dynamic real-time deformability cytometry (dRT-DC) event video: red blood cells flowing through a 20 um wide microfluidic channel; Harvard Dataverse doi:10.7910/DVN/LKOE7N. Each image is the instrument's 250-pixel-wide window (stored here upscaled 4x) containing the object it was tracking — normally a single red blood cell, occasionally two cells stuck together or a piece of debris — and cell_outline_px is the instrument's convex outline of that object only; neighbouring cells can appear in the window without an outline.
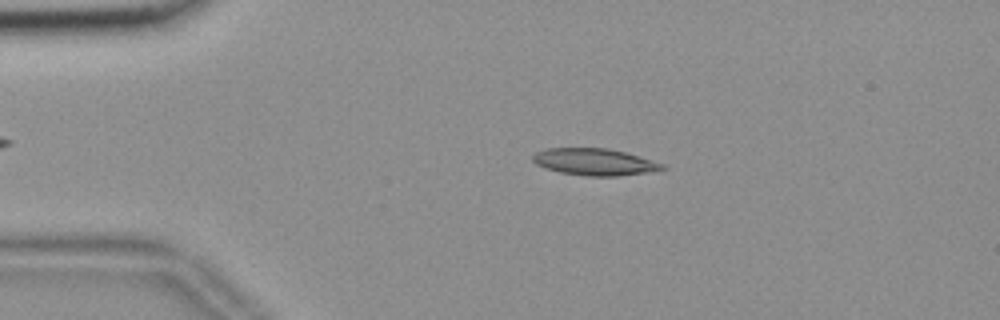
{"species": "common noctule bat (a hibernating species)", "species_latin": "Nyctalus noctula", "temperature_condition": "room temperature", "stored_images_in_passage": 51, "camera_frame_rate_fps": 3000, "um_per_image_px": 0.085, "animal": {"sex": "female", "body_mass_g": 18.4}, "frame": {"image": 1, "passage_image": 7, "time_ms": 2.0, "image_size_px": [1000, 320], "cell_outline_px": [[668, 168], [620, 176], [588, 176], [560, 172], [544, 168], [536, 164], [532, 160], [532, 156], [536, 152], [544, 148], [608, 148], [624, 152], [664, 164]], "centroid_in_image_um": [50.48, 13.76], "position_along_channel_um": 34.5, "area_um2": 20.11}}
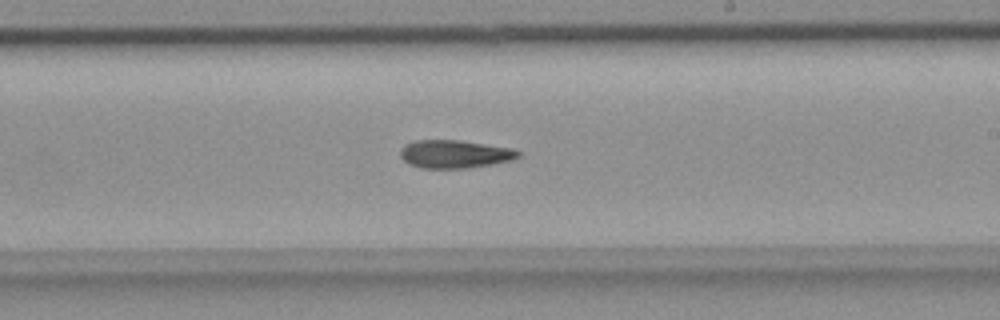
{"frame": {"image": 2, "passage_image": 28, "time_ms": 9.0, "image_size_px": [1000, 320], "cell_outline_px": [[520, 156], [512, 160], [492, 164], [468, 168], [420, 168], [408, 164], [400, 156], [400, 148], [404, 144], [416, 140], [460, 140], [512, 148], [520, 152]], "centroid_in_image_um": [38.62, 13.09], "position_along_channel_um": 250.4, "area_um2": 19.42}}
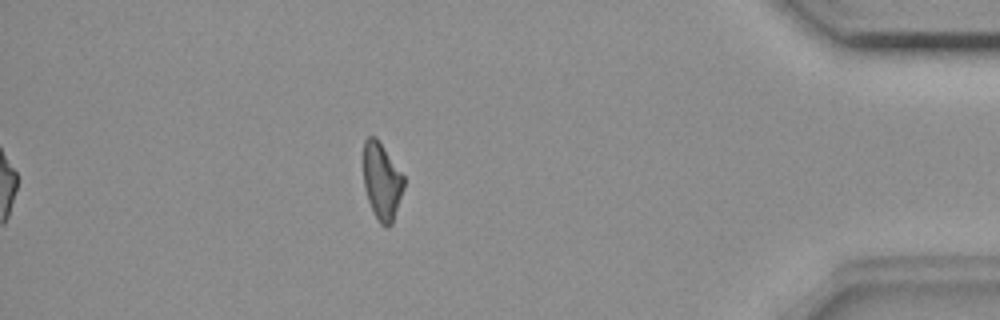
{"frame": {"image": 3, "passage_image": 44, "time_ms": 14.333, "image_size_px": [1000, 320], "cell_outline_px": [[404, 188], [392, 224], [388, 228], [380, 224], [372, 212], [364, 188], [364, 140], [368, 136], [376, 136], [404, 176]], "centroid_in_image_um": [32.45, 15.43], "position_along_channel_um": 402.7, "area_um2": 18.21}}